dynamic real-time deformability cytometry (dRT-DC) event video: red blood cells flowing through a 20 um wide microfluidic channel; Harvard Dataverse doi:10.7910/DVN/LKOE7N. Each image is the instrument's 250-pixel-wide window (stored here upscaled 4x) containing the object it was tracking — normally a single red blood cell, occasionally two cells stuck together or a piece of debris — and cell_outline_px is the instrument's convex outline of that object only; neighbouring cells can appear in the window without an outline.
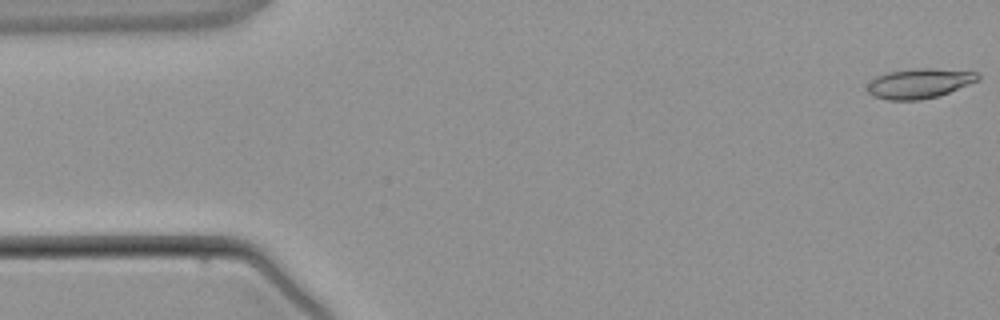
{"species": "common noctule bat (a hibernating species)", "species_latin": "Nyctalus noctula", "temperature_condition": "warm", "stored_images_in_passage": 7, "camera_frame_rate_fps": 3000, "um_per_image_px": 0.085, "animal": {"sex": "male", "body_mass_g": 21.5, "forearm_length_mm": 52.0}, "frame": {"image": 1, "passage_image": 1, "time_ms": 0.0, "image_size_px": [1000, 320], "cell_outline_px": [[980, 80], [940, 96], [920, 100], [888, 100], [872, 96], [868, 92], [868, 84], [876, 76], [888, 72], [916, 68], [932, 68], [980, 72]], "centroid_in_image_um": [78.18, 7.09], "position_along_channel_um": 6.8, "area_um2": 19.42}}